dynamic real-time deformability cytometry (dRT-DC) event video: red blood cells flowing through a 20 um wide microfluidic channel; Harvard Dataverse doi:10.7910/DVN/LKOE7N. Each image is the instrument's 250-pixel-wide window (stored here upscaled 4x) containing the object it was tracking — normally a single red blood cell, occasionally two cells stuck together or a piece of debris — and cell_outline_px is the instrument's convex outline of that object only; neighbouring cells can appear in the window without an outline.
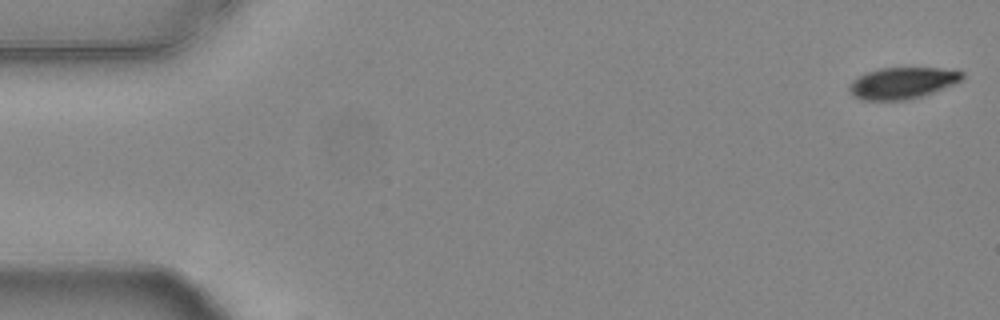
{"species": "common noctule bat (a hibernating species)", "species_latin": "Nyctalus noctula", "temperature_condition": "warm", "stored_images_in_passage": 51, "camera_frame_rate_fps": 3000, "um_per_image_px": 0.085, "animal": {"sex": "female", "body_mass_g": 24.6, "forearm_length_mm": 56.2}, "frame": {"image": 1, "passage_image": 1, "time_ms": 0.0, "image_size_px": [1000, 320], "cell_outline_px": [[964, 76], [960, 80], [952, 84], [924, 96], [908, 100], [860, 100], [852, 96], [848, 92], [848, 84], [852, 80], [868, 72], [880, 68], [940, 68], [964, 72]], "centroid_in_image_um": [76.64, 7.07], "position_along_channel_um": 8.4, "area_um2": 20.75}}
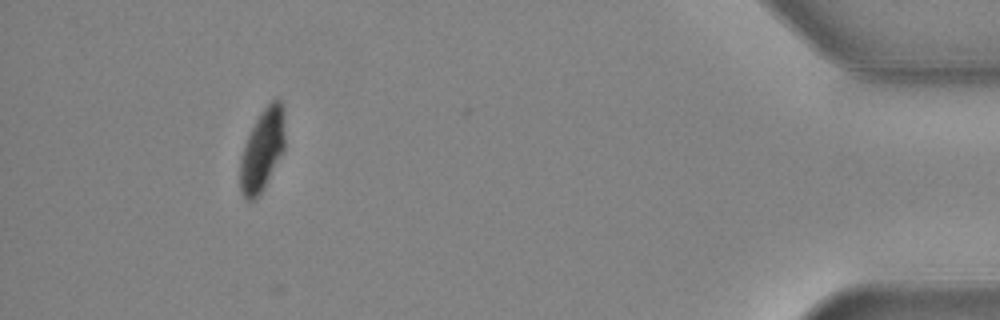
{"frame": {"image": 2, "passage_image": 50, "time_ms": 16.333, "image_size_px": [1000, 320], "cell_outline_px": [[284, 152], [260, 192], [252, 200], [244, 200], [240, 192], [240, 160], [244, 144], [260, 112], [272, 100], [280, 100], [284, 108]], "centroid_in_image_um": [22.29, 12.74], "position_along_channel_um": 412.9, "area_um2": 21.21}}